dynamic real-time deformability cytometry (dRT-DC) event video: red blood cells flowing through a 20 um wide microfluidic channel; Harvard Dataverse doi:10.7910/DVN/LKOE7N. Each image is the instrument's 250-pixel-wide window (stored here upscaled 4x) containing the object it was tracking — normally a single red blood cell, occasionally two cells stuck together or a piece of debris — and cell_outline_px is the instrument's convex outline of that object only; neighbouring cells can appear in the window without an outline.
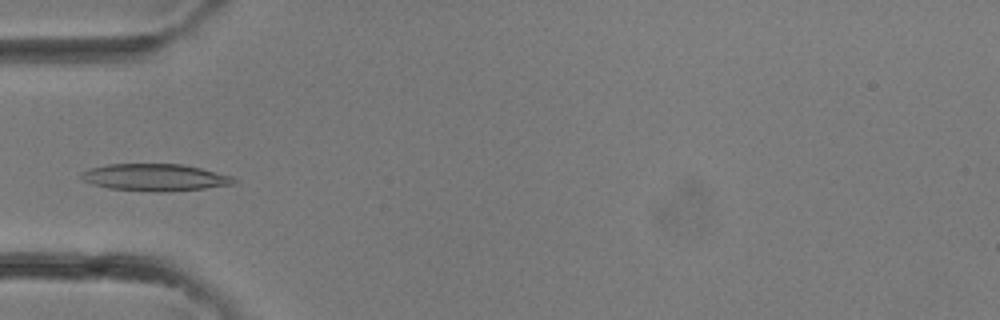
{"species": "common noctule bat (a hibernating species)", "species_latin": "Nyctalus noctula", "temperature_condition": "room temperature", "stored_images_in_passage": 33, "camera_frame_rate_fps": 3000, "um_per_image_px": 0.085, "animal": {"sex": "female"}, "frame": {"image": 1, "passage_image": 11, "time_ms": 3.333, "image_size_px": [1000, 320], "cell_outline_px": [[240, 180], [236, 184], [204, 188], [168, 192], [156, 192], [108, 188], [92, 184], [84, 180], [80, 176], [84, 172], [92, 168], [108, 164], [184, 164], [232, 176]], "centroid_in_image_um": [13.25, 15.08], "position_along_channel_um": 71.8, "area_um2": 24.04}}
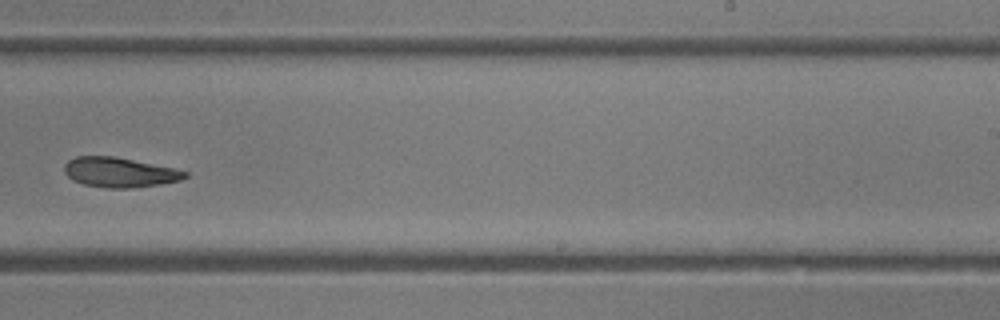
{"frame": {"image": 2, "passage_image": 21, "time_ms": 6.667, "image_size_px": [1000, 320], "cell_outline_px": [[188, 176], [180, 180], [160, 184], [132, 188], [108, 188], [84, 184], [72, 180], [64, 172], [64, 164], [68, 160], [76, 156], [112, 156], [172, 168], [188, 172]], "centroid_in_image_um": [10.12, 14.65], "position_along_channel_um": 278.9, "area_um2": 20.75}}
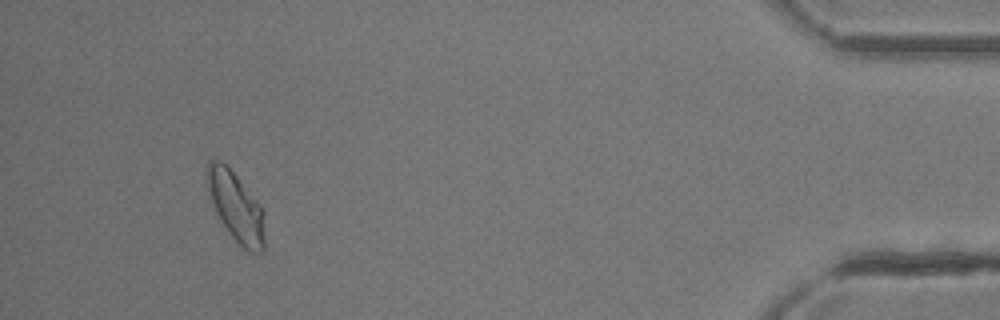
{"frame": {"image": 3, "passage_image": 31, "time_ms": 10.0, "image_size_px": [1000, 320], "cell_outline_px": [[264, 252], [248, 252], [228, 232], [220, 220], [212, 204], [208, 188], [208, 160], [220, 160], [236, 176], [260, 204], [264, 212]], "centroid_in_image_um": [20.08, 17.62], "position_along_channel_um": 415.1, "area_um2": 22.83}}